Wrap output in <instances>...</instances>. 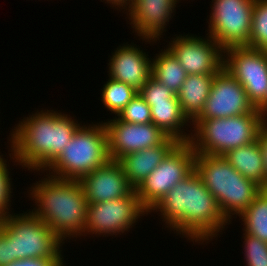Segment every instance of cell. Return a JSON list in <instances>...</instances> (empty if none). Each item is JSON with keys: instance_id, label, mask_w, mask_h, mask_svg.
<instances>
[{"instance_id": "7402d4cb", "label": "cell", "mask_w": 267, "mask_h": 266, "mask_svg": "<svg viewBox=\"0 0 267 266\" xmlns=\"http://www.w3.org/2000/svg\"><path fill=\"white\" fill-rule=\"evenodd\" d=\"M188 74L179 63L178 59L166 47L156 54L151 63V77L175 94L180 90Z\"/></svg>"}, {"instance_id": "2e32d148", "label": "cell", "mask_w": 267, "mask_h": 266, "mask_svg": "<svg viewBox=\"0 0 267 266\" xmlns=\"http://www.w3.org/2000/svg\"><path fill=\"white\" fill-rule=\"evenodd\" d=\"M79 182L88 204L123 198L134 190L120 164L113 160L83 176Z\"/></svg>"}, {"instance_id": "44dd1931", "label": "cell", "mask_w": 267, "mask_h": 266, "mask_svg": "<svg viewBox=\"0 0 267 266\" xmlns=\"http://www.w3.org/2000/svg\"><path fill=\"white\" fill-rule=\"evenodd\" d=\"M150 110L152 123L166 135L176 139L178 142L190 141L192 133H187L185 130L191 125L183 115L179 102L152 103Z\"/></svg>"}, {"instance_id": "ba28073f", "label": "cell", "mask_w": 267, "mask_h": 266, "mask_svg": "<svg viewBox=\"0 0 267 266\" xmlns=\"http://www.w3.org/2000/svg\"><path fill=\"white\" fill-rule=\"evenodd\" d=\"M196 153L189 142H179L135 189L142 206L150 212L179 181L194 171Z\"/></svg>"}, {"instance_id": "30bf717a", "label": "cell", "mask_w": 267, "mask_h": 266, "mask_svg": "<svg viewBox=\"0 0 267 266\" xmlns=\"http://www.w3.org/2000/svg\"><path fill=\"white\" fill-rule=\"evenodd\" d=\"M148 213L140 203L135 189L123 198L88 204L85 236L117 237L118 234L129 232L134 224L137 225L138 219Z\"/></svg>"}, {"instance_id": "d4e9b609", "label": "cell", "mask_w": 267, "mask_h": 266, "mask_svg": "<svg viewBox=\"0 0 267 266\" xmlns=\"http://www.w3.org/2000/svg\"><path fill=\"white\" fill-rule=\"evenodd\" d=\"M248 47L267 50V0H255Z\"/></svg>"}, {"instance_id": "4316f807", "label": "cell", "mask_w": 267, "mask_h": 266, "mask_svg": "<svg viewBox=\"0 0 267 266\" xmlns=\"http://www.w3.org/2000/svg\"><path fill=\"white\" fill-rule=\"evenodd\" d=\"M246 266H267V242L243 233Z\"/></svg>"}, {"instance_id": "7c38bea8", "label": "cell", "mask_w": 267, "mask_h": 266, "mask_svg": "<svg viewBox=\"0 0 267 266\" xmlns=\"http://www.w3.org/2000/svg\"><path fill=\"white\" fill-rule=\"evenodd\" d=\"M171 39L166 47L188 75H216L223 68L224 50L210 35L203 38L196 34H181Z\"/></svg>"}, {"instance_id": "7a4b0ae2", "label": "cell", "mask_w": 267, "mask_h": 266, "mask_svg": "<svg viewBox=\"0 0 267 266\" xmlns=\"http://www.w3.org/2000/svg\"><path fill=\"white\" fill-rule=\"evenodd\" d=\"M81 125L72 116L57 110H36L11 130L10 160L23 169L44 173Z\"/></svg>"}, {"instance_id": "836d02e7", "label": "cell", "mask_w": 267, "mask_h": 266, "mask_svg": "<svg viewBox=\"0 0 267 266\" xmlns=\"http://www.w3.org/2000/svg\"><path fill=\"white\" fill-rule=\"evenodd\" d=\"M255 109L260 113L264 122H267V91L263 100L255 107Z\"/></svg>"}, {"instance_id": "d6986e66", "label": "cell", "mask_w": 267, "mask_h": 266, "mask_svg": "<svg viewBox=\"0 0 267 266\" xmlns=\"http://www.w3.org/2000/svg\"><path fill=\"white\" fill-rule=\"evenodd\" d=\"M215 75L190 74L176 96L183 115L193 123L202 113Z\"/></svg>"}, {"instance_id": "e0dca14e", "label": "cell", "mask_w": 267, "mask_h": 266, "mask_svg": "<svg viewBox=\"0 0 267 266\" xmlns=\"http://www.w3.org/2000/svg\"><path fill=\"white\" fill-rule=\"evenodd\" d=\"M125 44L117 47L108 59L107 73L109 78L124 82L139 92L151 77L152 58L139 45Z\"/></svg>"}, {"instance_id": "ffe728a7", "label": "cell", "mask_w": 267, "mask_h": 266, "mask_svg": "<svg viewBox=\"0 0 267 266\" xmlns=\"http://www.w3.org/2000/svg\"><path fill=\"white\" fill-rule=\"evenodd\" d=\"M228 162L246 179L265 189V171L262 150L257 140L229 150L223 155Z\"/></svg>"}, {"instance_id": "9c48e42d", "label": "cell", "mask_w": 267, "mask_h": 266, "mask_svg": "<svg viewBox=\"0 0 267 266\" xmlns=\"http://www.w3.org/2000/svg\"><path fill=\"white\" fill-rule=\"evenodd\" d=\"M208 33L225 50L248 46L255 0H212Z\"/></svg>"}, {"instance_id": "9a60e30c", "label": "cell", "mask_w": 267, "mask_h": 266, "mask_svg": "<svg viewBox=\"0 0 267 266\" xmlns=\"http://www.w3.org/2000/svg\"><path fill=\"white\" fill-rule=\"evenodd\" d=\"M179 1L181 0H132L125 14L130 20L133 33L148 44L160 41L163 32L167 31L165 28L169 20L176 13L175 7Z\"/></svg>"}, {"instance_id": "ac0fdd59", "label": "cell", "mask_w": 267, "mask_h": 266, "mask_svg": "<svg viewBox=\"0 0 267 266\" xmlns=\"http://www.w3.org/2000/svg\"><path fill=\"white\" fill-rule=\"evenodd\" d=\"M178 143L168 137L162 144L124 155L117 162L129 184L136 189Z\"/></svg>"}, {"instance_id": "4dcf8cb0", "label": "cell", "mask_w": 267, "mask_h": 266, "mask_svg": "<svg viewBox=\"0 0 267 266\" xmlns=\"http://www.w3.org/2000/svg\"><path fill=\"white\" fill-rule=\"evenodd\" d=\"M64 259L26 258L15 260L6 266H65Z\"/></svg>"}, {"instance_id": "52a82bcc", "label": "cell", "mask_w": 267, "mask_h": 266, "mask_svg": "<svg viewBox=\"0 0 267 266\" xmlns=\"http://www.w3.org/2000/svg\"><path fill=\"white\" fill-rule=\"evenodd\" d=\"M29 211V212H28ZM0 218V226L9 234L14 261L26 258L64 259V241L30 209Z\"/></svg>"}, {"instance_id": "f546056e", "label": "cell", "mask_w": 267, "mask_h": 266, "mask_svg": "<svg viewBox=\"0 0 267 266\" xmlns=\"http://www.w3.org/2000/svg\"><path fill=\"white\" fill-rule=\"evenodd\" d=\"M14 262L9 234L0 226V266Z\"/></svg>"}, {"instance_id": "484cf974", "label": "cell", "mask_w": 267, "mask_h": 266, "mask_svg": "<svg viewBox=\"0 0 267 266\" xmlns=\"http://www.w3.org/2000/svg\"><path fill=\"white\" fill-rule=\"evenodd\" d=\"M116 118L127 123L135 124H147L152 122L150 106L139 92Z\"/></svg>"}, {"instance_id": "cb8c5ba5", "label": "cell", "mask_w": 267, "mask_h": 266, "mask_svg": "<svg viewBox=\"0 0 267 266\" xmlns=\"http://www.w3.org/2000/svg\"><path fill=\"white\" fill-rule=\"evenodd\" d=\"M101 101L103 107L115 115V117L129 104L138 94L134 88L124 82L108 78L101 89Z\"/></svg>"}, {"instance_id": "5bb4252c", "label": "cell", "mask_w": 267, "mask_h": 266, "mask_svg": "<svg viewBox=\"0 0 267 266\" xmlns=\"http://www.w3.org/2000/svg\"><path fill=\"white\" fill-rule=\"evenodd\" d=\"M108 135L110 160L117 161L124 155L162 144L169 136L152 122L147 124L127 123L113 119L104 120Z\"/></svg>"}, {"instance_id": "603a6c76", "label": "cell", "mask_w": 267, "mask_h": 266, "mask_svg": "<svg viewBox=\"0 0 267 266\" xmlns=\"http://www.w3.org/2000/svg\"><path fill=\"white\" fill-rule=\"evenodd\" d=\"M239 218L244 222L243 232L267 242V189H262Z\"/></svg>"}, {"instance_id": "83f0119b", "label": "cell", "mask_w": 267, "mask_h": 266, "mask_svg": "<svg viewBox=\"0 0 267 266\" xmlns=\"http://www.w3.org/2000/svg\"><path fill=\"white\" fill-rule=\"evenodd\" d=\"M139 94L150 106L152 103L179 102L176 94L165 85L150 77Z\"/></svg>"}, {"instance_id": "1f68e13d", "label": "cell", "mask_w": 267, "mask_h": 266, "mask_svg": "<svg viewBox=\"0 0 267 266\" xmlns=\"http://www.w3.org/2000/svg\"><path fill=\"white\" fill-rule=\"evenodd\" d=\"M257 142L262 150L265 171V189H267V122H264V124L260 127Z\"/></svg>"}, {"instance_id": "4fadbf2b", "label": "cell", "mask_w": 267, "mask_h": 266, "mask_svg": "<svg viewBox=\"0 0 267 266\" xmlns=\"http://www.w3.org/2000/svg\"><path fill=\"white\" fill-rule=\"evenodd\" d=\"M254 110L255 107L249 101L243 86L222 68L214 76L209 97L196 120L240 116Z\"/></svg>"}, {"instance_id": "3957f363", "label": "cell", "mask_w": 267, "mask_h": 266, "mask_svg": "<svg viewBox=\"0 0 267 266\" xmlns=\"http://www.w3.org/2000/svg\"><path fill=\"white\" fill-rule=\"evenodd\" d=\"M46 173L45 178L33 183L27 191V197L35 201L30 212L63 241L84 236L88 203L82 184L79 180L60 179Z\"/></svg>"}, {"instance_id": "5b68a950", "label": "cell", "mask_w": 267, "mask_h": 266, "mask_svg": "<svg viewBox=\"0 0 267 266\" xmlns=\"http://www.w3.org/2000/svg\"><path fill=\"white\" fill-rule=\"evenodd\" d=\"M109 160L104 122L84 123L74 133L61 155L44 172L48 171V175L60 179L80 180Z\"/></svg>"}, {"instance_id": "277c9868", "label": "cell", "mask_w": 267, "mask_h": 266, "mask_svg": "<svg viewBox=\"0 0 267 266\" xmlns=\"http://www.w3.org/2000/svg\"><path fill=\"white\" fill-rule=\"evenodd\" d=\"M194 171L216 198L224 218L231 223L255 200L262 187L240 174L223 155L196 153Z\"/></svg>"}, {"instance_id": "f1b7e54d", "label": "cell", "mask_w": 267, "mask_h": 266, "mask_svg": "<svg viewBox=\"0 0 267 266\" xmlns=\"http://www.w3.org/2000/svg\"><path fill=\"white\" fill-rule=\"evenodd\" d=\"M0 154L2 153L0 152ZM6 160L7 159H5L3 155H0V218L12 212V210H10L12 206L11 197L13 196L11 195L13 193V187L11 188V186H13L11 181L12 176L9 172L10 164H6Z\"/></svg>"}, {"instance_id": "8992f818", "label": "cell", "mask_w": 267, "mask_h": 266, "mask_svg": "<svg viewBox=\"0 0 267 266\" xmlns=\"http://www.w3.org/2000/svg\"><path fill=\"white\" fill-rule=\"evenodd\" d=\"M263 124L256 109L240 116L195 120L191 124L194 130L189 143L195 153L224 155L231 149L256 141Z\"/></svg>"}, {"instance_id": "d6a6232c", "label": "cell", "mask_w": 267, "mask_h": 266, "mask_svg": "<svg viewBox=\"0 0 267 266\" xmlns=\"http://www.w3.org/2000/svg\"><path fill=\"white\" fill-rule=\"evenodd\" d=\"M103 1H105V0H103ZM131 2H132V0H106L105 4L108 3L110 5V7L111 6H112V8L115 7V9H117L121 12V10H123V9H124L123 11H125L130 6Z\"/></svg>"}, {"instance_id": "6da1fadb", "label": "cell", "mask_w": 267, "mask_h": 266, "mask_svg": "<svg viewBox=\"0 0 267 266\" xmlns=\"http://www.w3.org/2000/svg\"><path fill=\"white\" fill-rule=\"evenodd\" d=\"M152 211H159L170 231L193 244L212 241L230 224L222 215L216 198L195 171L169 190L150 213Z\"/></svg>"}, {"instance_id": "8fae6325", "label": "cell", "mask_w": 267, "mask_h": 266, "mask_svg": "<svg viewBox=\"0 0 267 266\" xmlns=\"http://www.w3.org/2000/svg\"><path fill=\"white\" fill-rule=\"evenodd\" d=\"M223 68L244 88L256 107L267 91V50L235 46L223 51Z\"/></svg>"}]
</instances>
